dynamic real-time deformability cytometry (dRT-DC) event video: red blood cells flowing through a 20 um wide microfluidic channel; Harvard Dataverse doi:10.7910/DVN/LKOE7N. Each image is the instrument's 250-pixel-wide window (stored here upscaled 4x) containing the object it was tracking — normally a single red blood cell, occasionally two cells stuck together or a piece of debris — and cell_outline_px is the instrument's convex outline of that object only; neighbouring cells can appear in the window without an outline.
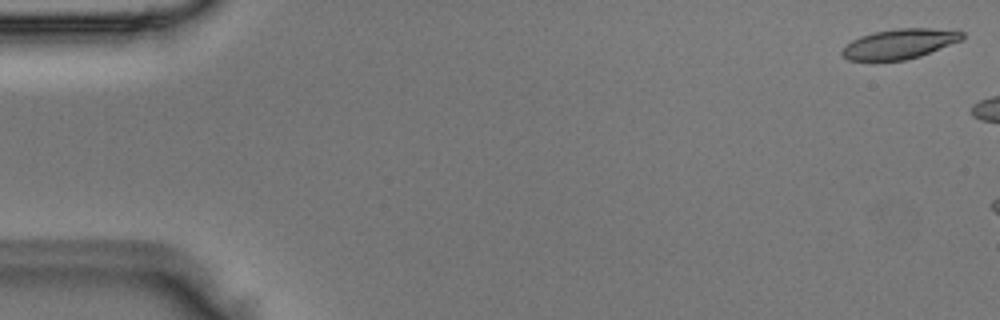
{"species": "Egyptian fruit bat (a non-hibernating species)", "species_latin": "Rousettus aegyptiacus", "temperature_condition": "room temperature", "stored_images_in_passage": 3, "camera_frame_rate_fps": 3000, "um_per_image_px": 0.085, "animal": {"sex": "male"}, "frame": {"image": 1, "passage_image": 1, "time_ms": 0.0, "image_size_px": [1000, 320], "cell_outline_px": [[964, 40], [920, 56], [904, 60], [876, 64], [848, 60], [840, 52], [852, 40], [860, 36], [872, 32], [896, 28], [956, 28], [964, 32]], "centroid_in_image_um": [76.49, 3.75], "position_along_channel_um": 8.5, "area_um2": 22.08}}